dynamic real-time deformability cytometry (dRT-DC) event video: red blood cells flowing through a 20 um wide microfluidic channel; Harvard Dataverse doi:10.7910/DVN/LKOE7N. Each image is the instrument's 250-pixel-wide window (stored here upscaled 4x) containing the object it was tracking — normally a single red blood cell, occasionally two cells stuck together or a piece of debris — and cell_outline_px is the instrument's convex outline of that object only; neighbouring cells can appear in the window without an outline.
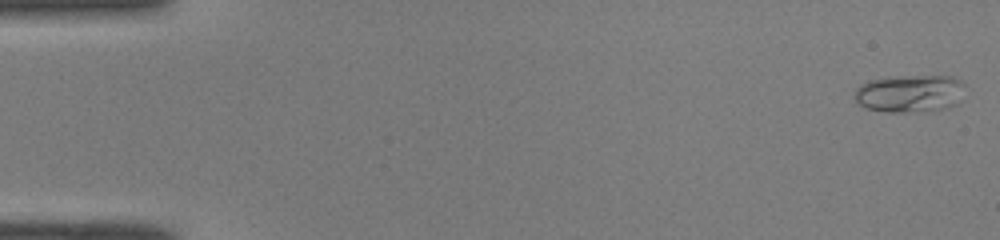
{"species": "common noctule bat (a hibernating species)", "species_latin": "Nyctalus noctula", "temperature_condition": "room temperature", "stored_images_in_passage": 48, "camera_frame_rate_fps": 3000, "um_per_image_px": 0.085, "animal": {"sex": "male", "body_mass_g": 19.0, "forearm_length_mm": 50.8}, "frame": {"image": 1, "passage_image": 1, "time_ms": 0.0, "image_size_px": [1000, 240], "cell_outline_px": [[964, 84], [956, 104], [948, 108], [928, 112], [884, 112], [868, 108], [860, 104], [856, 100], [856, 88], [860, 84], [868, 80], [888, 76], [952, 76], [960, 80]], "centroid_in_image_um": [77.31, 7.94], "position_along_channel_um": 7.7, "area_um2": 24.33}}
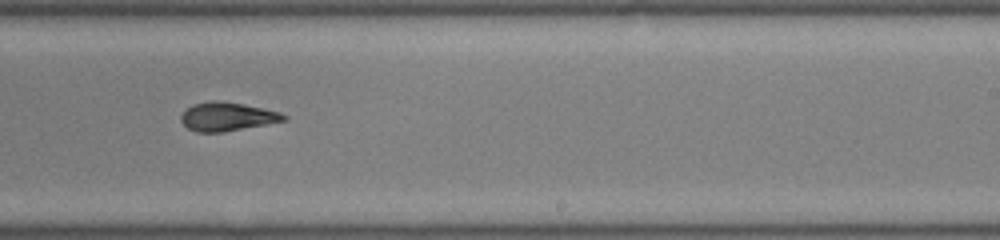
{"frame": {"image": 2, "passage_image": 31, "time_ms": 10.0, "image_size_px": [1000, 240], "cell_outline_px": [[288, 120], [224, 132], [196, 132], [188, 128], [180, 120], [180, 116], [192, 104], [212, 100], [216, 100], [244, 104], [280, 112], [288, 116]], "centroid_in_image_um": [19.32, 9.91], "position_along_channel_um": 269.7, "area_um2": 17.17}}
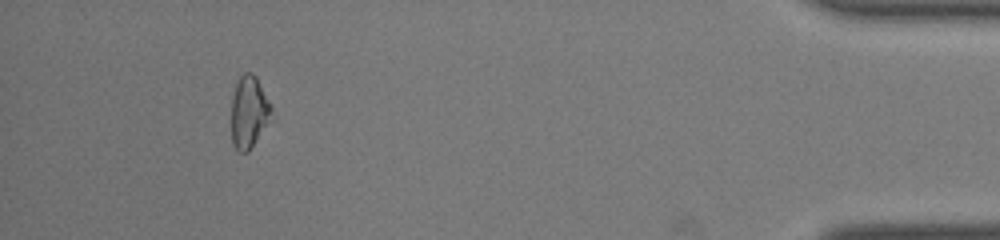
{"frame": {"image": 3, "passage_image": 46, "time_ms": 15.0, "image_size_px": [1000, 240], "cell_outline_px": [[276, 120], [248, 152], [236, 152], [232, 144], [232, 96], [236, 80], [244, 72], [252, 72], [256, 76], [276, 116]], "centroid_in_image_um": [21.22, 9.58], "position_along_channel_um": 414.0, "area_um2": 17.86}}